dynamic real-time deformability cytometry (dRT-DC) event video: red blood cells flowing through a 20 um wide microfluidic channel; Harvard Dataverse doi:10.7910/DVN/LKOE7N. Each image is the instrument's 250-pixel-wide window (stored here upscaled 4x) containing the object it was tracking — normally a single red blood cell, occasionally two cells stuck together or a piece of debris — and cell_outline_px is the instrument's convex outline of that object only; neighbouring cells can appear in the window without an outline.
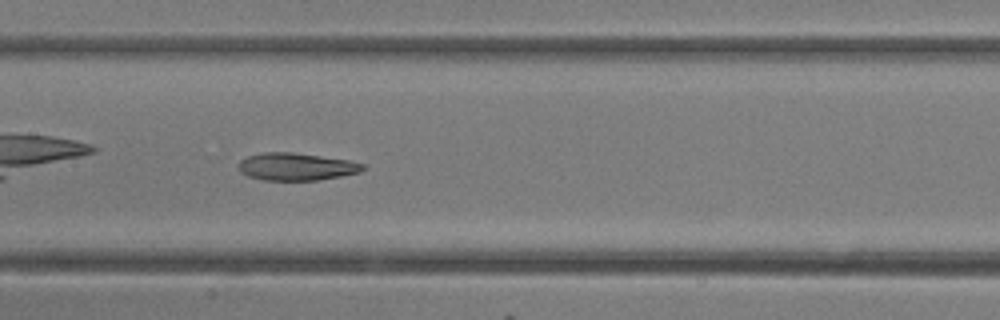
{"species": "common noctule bat (a hibernating species)", "species_latin": "Nyctalus noctula", "temperature_condition": "room temperature", "stored_images_in_passage": 23, "camera_frame_rate_fps": 3000, "um_per_image_px": 0.085, "animal": {"sex": "female"}, "frame": {"image": 1, "passage_image": 7, "time_ms": 2.0, "image_size_px": [1000, 320], "cell_outline_px": [[368, 168], [360, 172], [340, 176], [316, 180], [264, 180], [248, 176], [240, 172], [240, 160], [248, 156], [264, 152], [292, 152], [348, 160], [364, 164]], "centroid_in_image_um": [25.21, 14.16], "position_along_channel_um": 182.2, "area_um2": 19.77}}
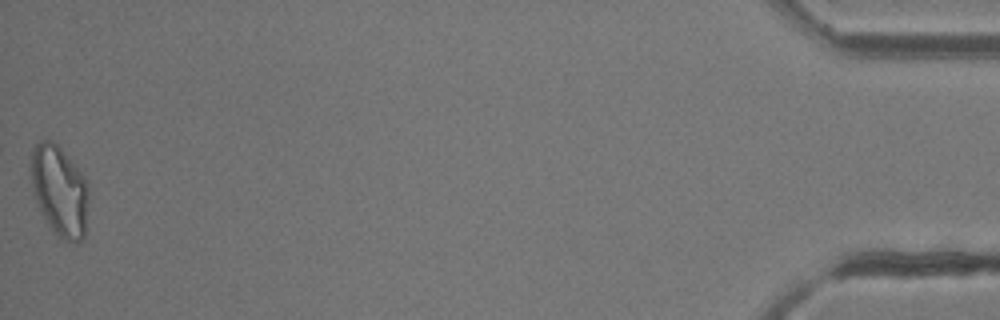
{"frame": {"image": 2, "passage_image": 23, "time_ms": 7.333, "image_size_px": [1000, 320], "cell_outline_px": [[88, 200], [84, 236], [80, 240], [68, 240], [56, 236], [48, 224], [36, 204], [32, 184], [32, 148], [40, 140], [52, 140], [60, 148], [88, 180]], "centroid_in_image_um": [5.06, 16.21], "position_along_channel_um": 430.1, "area_um2": 30.11}}